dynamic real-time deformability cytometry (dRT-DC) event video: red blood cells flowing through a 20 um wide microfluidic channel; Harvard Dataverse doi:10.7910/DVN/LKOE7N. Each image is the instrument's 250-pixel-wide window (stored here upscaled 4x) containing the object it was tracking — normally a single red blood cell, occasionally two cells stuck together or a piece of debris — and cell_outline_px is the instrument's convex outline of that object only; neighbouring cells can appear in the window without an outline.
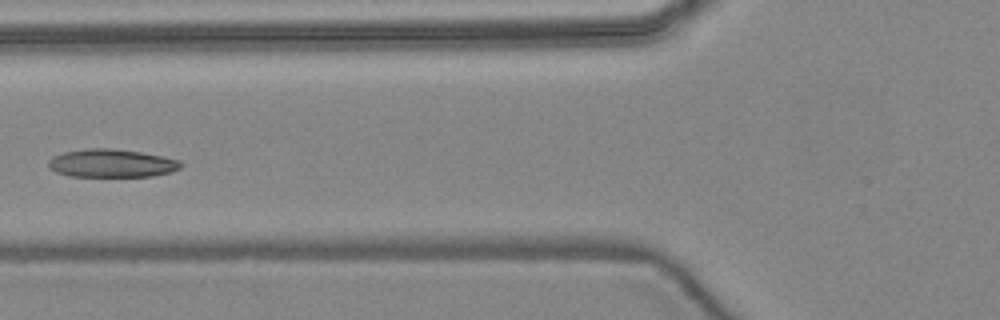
{"species": "common noctule bat (a hibernating species)", "species_latin": "Nyctalus noctula", "temperature_condition": "warm", "stored_images_in_passage": 6, "camera_frame_rate_fps": 3000, "um_per_image_px": 0.085, "animal": {"sex": "female", "body_mass_g": 24.6, "forearm_length_mm": 56.2}, "frame": {"image": 1, "passage_image": 6, "time_ms": 6.0, "image_size_px": [1000, 320], "cell_outline_px": [[184, 164], [180, 168], [172, 172], [152, 176], [68, 176], [56, 172], [48, 168], [48, 160], [52, 156], [64, 152], [88, 148], [112, 148], [140, 152], [164, 156], [180, 160]], "centroid_in_image_um": [9.49, 13.87], "position_along_channel_um": 116.3, "area_um2": 21.91}}